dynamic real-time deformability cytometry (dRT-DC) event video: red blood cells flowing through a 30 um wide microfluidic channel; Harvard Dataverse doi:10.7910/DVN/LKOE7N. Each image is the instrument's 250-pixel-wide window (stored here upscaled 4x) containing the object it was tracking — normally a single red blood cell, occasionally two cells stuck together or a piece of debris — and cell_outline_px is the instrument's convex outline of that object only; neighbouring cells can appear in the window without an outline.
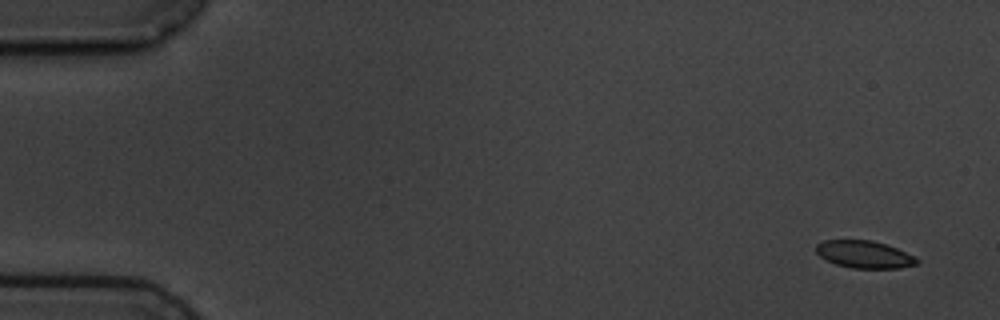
{"species": "common noctule bat (a hibernating species)", "species_latin": "Nyctalus noctula", "temperature_condition": "cold", "stored_images_in_passage": 5, "camera_frame_rate_fps": 3000, "um_per_image_px": 0.085, "animal": {"sex": "male", "body_mass_g": 19.5, "forearm_length_mm": 54.6}, "frame": {"image": 1, "passage_image": 1, "time_ms": 0.0, "image_size_px": [1000, 320], "cell_outline_px": [[920, 264], [900, 268], [852, 268], [836, 264], [824, 260], [816, 252], [816, 244], [824, 240], [872, 240], [888, 244], [916, 256], [920, 260]], "centroid_in_image_um": [73.51, 21.62], "position_along_channel_um": 11.5, "area_um2": 16.42}}
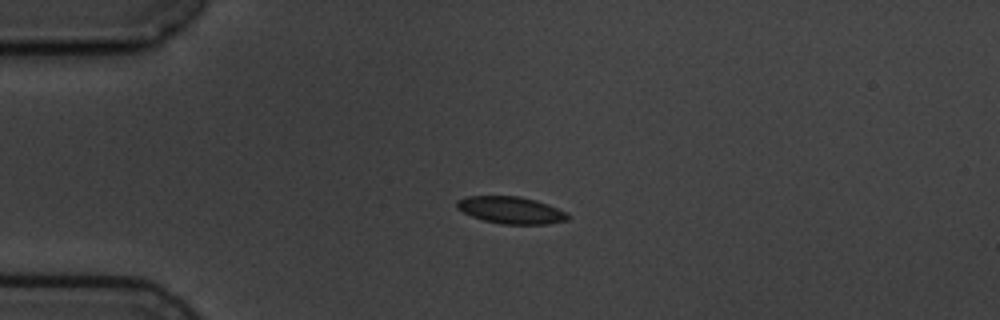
{"frame": {"image": 2, "passage_image": 3, "time_ms": 3.667, "image_size_px": [1000, 320], "cell_outline_px": [[568, 220], [548, 224], [504, 224], [484, 220], [472, 216], [456, 208], [456, 200], [468, 196], [520, 196], [536, 200], [548, 204], [568, 212]], "centroid_in_image_um": [43.45, 17.85], "position_along_channel_um": 41.6, "area_um2": 17.51}}
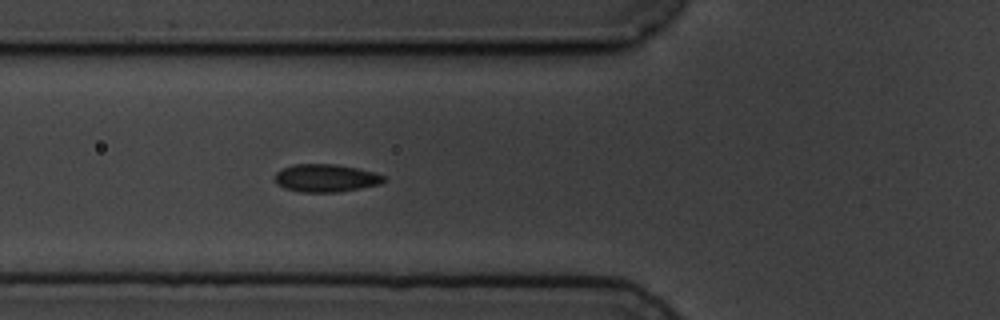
{"frame": {"image": 3, "passage_image": 5, "time_ms": 6.0, "image_size_px": [1000, 320], "cell_outline_px": [[388, 180], [380, 184], [340, 192], [300, 192], [284, 188], [276, 184], [272, 176], [276, 172], [292, 164], [336, 164], [376, 172], [384, 176]], "centroid_in_image_um": [27.68, 15.14], "position_along_channel_um": 98.1, "area_um2": 17.92}}